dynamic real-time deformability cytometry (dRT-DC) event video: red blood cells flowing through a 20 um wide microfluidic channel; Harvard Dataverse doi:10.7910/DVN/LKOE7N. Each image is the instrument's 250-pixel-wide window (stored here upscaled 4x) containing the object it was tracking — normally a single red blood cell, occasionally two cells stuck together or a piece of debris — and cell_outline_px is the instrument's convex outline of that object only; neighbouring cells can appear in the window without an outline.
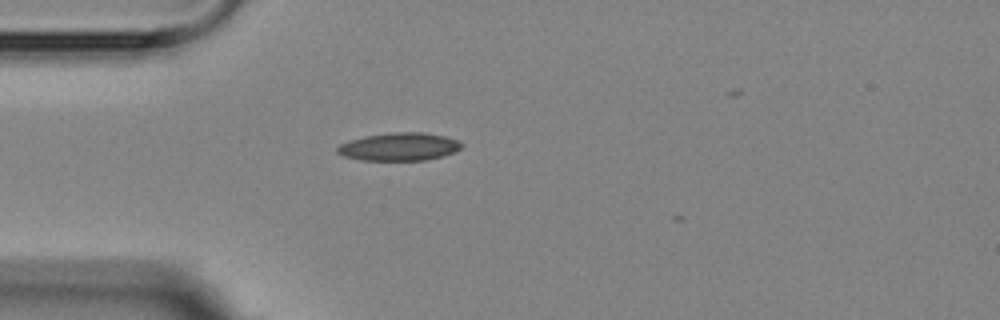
{"species": "Egyptian fruit bat (a non-hibernating species)", "species_latin": "Rousettus aegyptiacus", "temperature_condition": "room temperature", "stored_images_in_passage": 2, "camera_frame_rate_fps": 3000, "um_per_image_px": 0.085, "animal": {"sex": "female"}, "frame": {"image": 1, "passage_image": 2, "time_ms": 1.0, "image_size_px": [1000, 320], "cell_outline_px": [[464, 144], [460, 148], [444, 156], [428, 160], [360, 160], [344, 156], [336, 152], [336, 148], [340, 144], [348, 140], [364, 136], [392, 132], [424, 132], [444, 136], [456, 140]], "centroid_in_image_um": [33.9, 12.47], "position_along_channel_um": 51.1, "area_um2": 20.29}}